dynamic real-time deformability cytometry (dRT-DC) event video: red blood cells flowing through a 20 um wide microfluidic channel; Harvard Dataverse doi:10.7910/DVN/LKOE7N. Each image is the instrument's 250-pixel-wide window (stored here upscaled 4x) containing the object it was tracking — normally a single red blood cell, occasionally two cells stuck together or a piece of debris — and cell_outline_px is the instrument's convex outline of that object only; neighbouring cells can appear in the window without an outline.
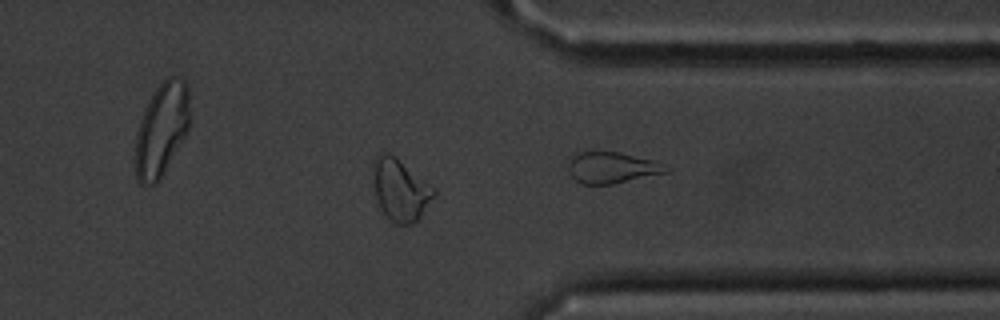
{"species": "common noctule bat (a hibernating species)", "species_latin": "Nyctalus noctula", "temperature_condition": "cold", "stored_images_in_passage": 43, "camera_frame_rate_fps": 3000, "um_per_image_px": 0.085, "animal": {"sex": "male", "body_mass_g": 20.1, "forearm_length_mm": 53.5}, "frame": {"image": 1, "passage_image": 43, "time_ms": 14.0, "image_size_px": [1000, 320], "cell_outline_px": [[672, 168], [668, 172], [612, 184], [580, 184], [568, 172], [568, 160], [572, 156], [580, 152], [620, 152], [652, 160]], "centroid_in_image_um": [52.0, 14.25], "position_along_channel_um": 359.4, "area_um2": 17.74}}